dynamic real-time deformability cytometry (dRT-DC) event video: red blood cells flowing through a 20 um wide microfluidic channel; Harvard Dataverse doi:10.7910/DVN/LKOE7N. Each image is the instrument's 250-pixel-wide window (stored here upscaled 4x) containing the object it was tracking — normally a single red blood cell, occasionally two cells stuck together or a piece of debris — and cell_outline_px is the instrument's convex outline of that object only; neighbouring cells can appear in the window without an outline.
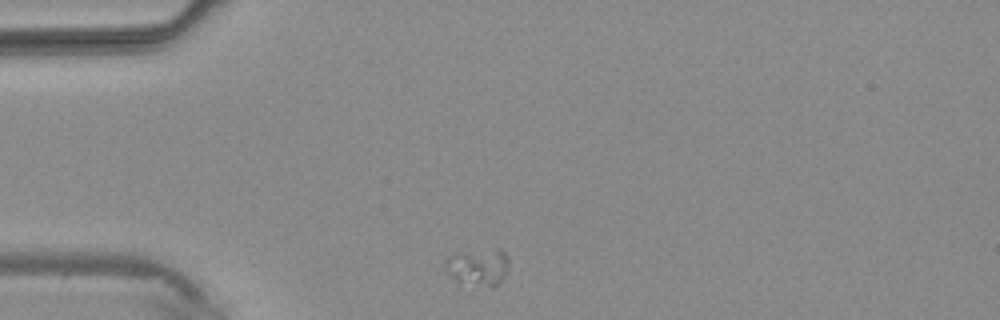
{"species": "common noctule bat (a hibernating species)", "species_latin": "Nyctalus noctula", "temperature_condition": "warm", "stored_images_in_passage": 2, "camera_frame_rate_fps": 3000, "um_per_image_px": 0.085, "animal": {"sex": "male", "body_mass_g": 20.4}, "frame": {"image": 1, "passage_image": 1, "time_ms": 0.0, "image_size_px": [1000, 320], "cell_outline_px": [[508, 272], [492, 288], [460, 284], [448, 272], [444, 264], [448, 256], [456, 252], [496, 248], [500, 248], [504, 252], [508, 260]], "centroid_in_image_um": [40.64, 22.69], "position_along_channel_um": 44.4, "area_um2": 14.1}}
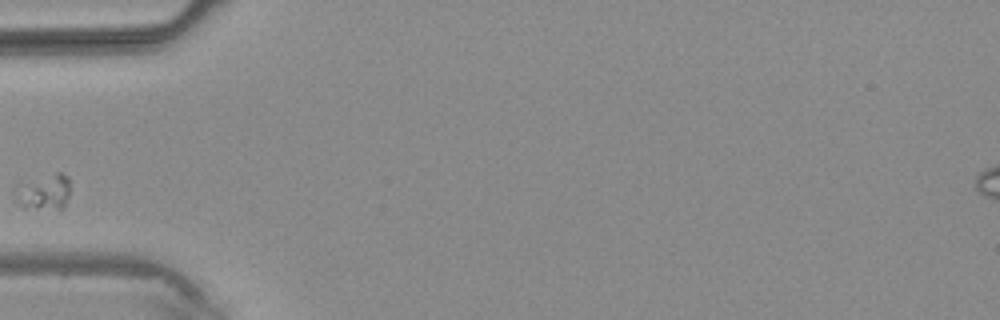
{"frame": {"image": 2, "passage_image": 2, "time_ms": 1.333, "image_size_px": [1000, 320], "cell_outline_px": [[68, 196], [64, 208], [24, 208], [16, 204], [12, 200], [12, 188], [16, 184], [56, 172], [60, 172], [68, 176]], "centroid_in_image_um": [3.6, 16.32], "position_along_channel_um": 81.4, "area_um2": 11.85}}